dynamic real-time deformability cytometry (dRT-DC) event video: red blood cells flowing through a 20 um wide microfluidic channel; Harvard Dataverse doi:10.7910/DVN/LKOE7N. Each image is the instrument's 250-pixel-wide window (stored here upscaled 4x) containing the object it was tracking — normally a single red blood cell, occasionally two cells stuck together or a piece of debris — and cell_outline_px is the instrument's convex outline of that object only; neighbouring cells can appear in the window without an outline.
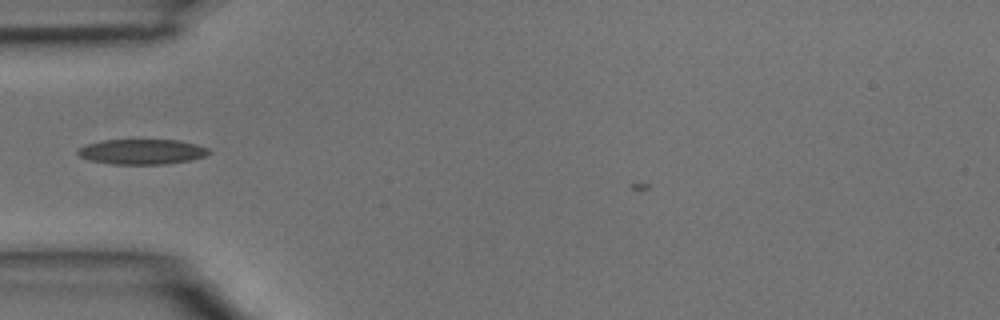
{"species": "common noctule bat (a hibernating species)", "species_latin": "Nyctalus noctula", "temperature_condition": "room temperature", "stored_images_in_passage": 2, "camera_frame_rate_fps": 3000, "um_per_image_px": 0.085, "animal": {"sex": "male", "body_mass_g": 15.6}, "frame": {"image": 1, "passage_image": 1, "time_ms": 0.0, "image_size_px": [1000, 320], "cell_outline_px": [[212, 152], [208, 156], [188, 160], [164, 164], [112, 164], [88, 160], [80, 156], [76, 152], [84, 144], [104, 140], [180, 140], [196, 144], [208, 148]], "centroid_in_image_um": [12.07, 12.89], "position_along_channel_um": 72.9, "area_um2": 19.31}}